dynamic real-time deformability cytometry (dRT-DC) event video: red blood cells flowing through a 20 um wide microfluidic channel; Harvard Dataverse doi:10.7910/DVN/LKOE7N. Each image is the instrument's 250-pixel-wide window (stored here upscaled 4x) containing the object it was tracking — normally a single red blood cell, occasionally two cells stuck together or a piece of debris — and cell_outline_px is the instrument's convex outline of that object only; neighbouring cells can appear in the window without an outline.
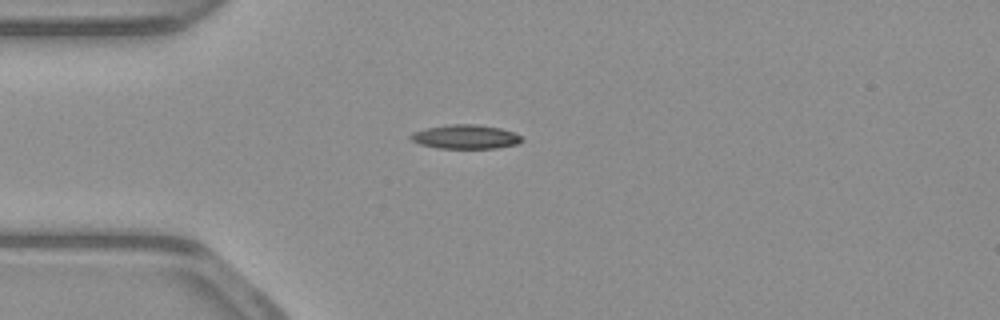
{"species": "common noctule bat (a hibernating species)", "species_latin": "Nyctalus noctula", "temperature_condition": "warm", "stored_images_in_passage": 40, "camera_frame_rate_fps": 3000, "um_per_image_px": 0.085, "animal": {"sex": "male", "body_mass_g": 23.1, "forearm_length_mm": 52.7}, "frame": {"image": 1, "passage_image": 1, "time_ms": 0.0, "image_size_px": [1000, 320], "cell_outline_px": [[524, 140], [516, 144], [496, 148], [436, 148], [420, 144], [412, 140], [408, 136], [412, 132], [424, 128], [448, 124], [476, 124], [500, 128], [512, 132], [520, 136]], "centroid_in_image_um": [39.52, 11.62], "position_along_channel_um": 45.5, "area_um2": 15.61}}
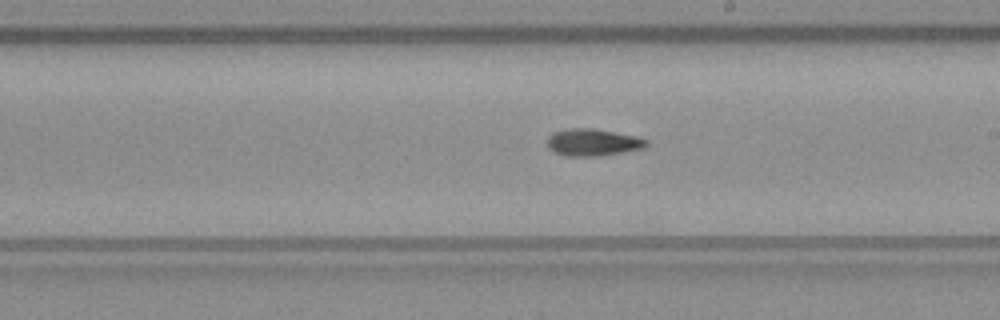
{"frame": {"image": 2, "passage_image": 17, "time_ms": 5.333, "image_size_px": [1000, 320], "cell_outline_px": [[648, 144], [644, 148], [596, 156], [568, 156], [556, 152], [548, 148], [548, 136], [556, 132], [568, 128], [596, 128], [640, 136], [648, 140]], "centroid_in_image_um": [50.44, 12.08], "position_along_channel_um": 238.6, "area_um2": 15.66}}
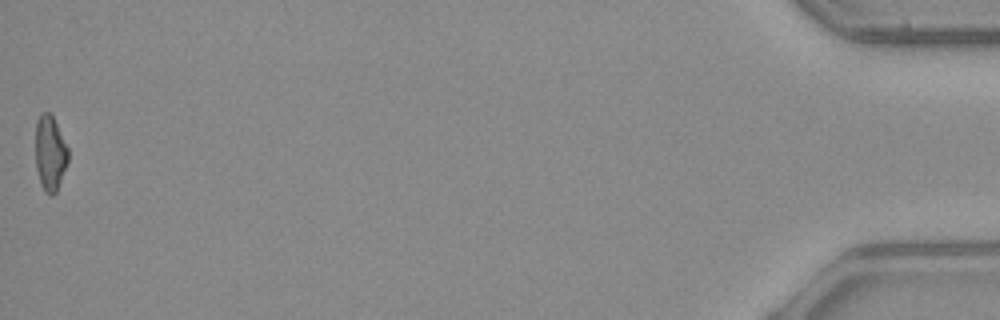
{"frame": {"image": 3, "passage_image": 40, "time_ms": 13.0, "image_size_px": [1000, 320], "cell_outline_px": [[68, 160], [56, 192], [52, 196], [48, 196], [44, 192], [36, 168], [36, 120], [40, 112], [48, 112], [52, 116], [68, 148]], "centroid_in_image_um": [4.24, 13.03], "position_along_channel_um": 431.0, "area_um2": 14.16}, "authors_computed_cell_mechanics": {"area_um2": 14.8546, "velocity_mm_per_s": 3.9099, "shape_relaxation_time_tau1_ms": 3.6314, "shape_relaxation_time_tau2_ms": 5.0039, "deformation_change_tau1": 0.1625, "deformation_change_tau2": 0.1459}}